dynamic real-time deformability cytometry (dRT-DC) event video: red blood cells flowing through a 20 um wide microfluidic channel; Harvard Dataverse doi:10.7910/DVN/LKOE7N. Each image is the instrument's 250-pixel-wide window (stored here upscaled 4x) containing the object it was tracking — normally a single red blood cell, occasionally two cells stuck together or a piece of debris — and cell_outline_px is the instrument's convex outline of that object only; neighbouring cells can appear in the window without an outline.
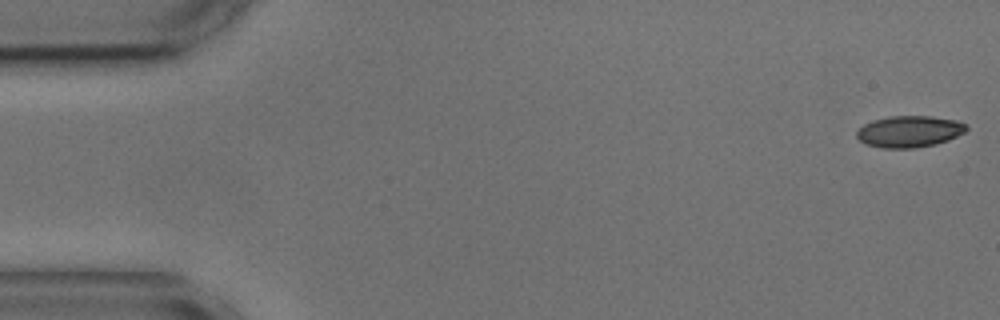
{"species": "common noctule bat (a hibernating species)", "species_latin": "Nyctalus noctula", "temperature_condition": "cold", "stored_images_in_passage": 10, "camera_frame_rate_fps": 3000, "um_per_image_px": 0.085, "animal": {"sex": "male", "body_mass_g": 17.9, "forearm_length_mm": 54.2}, "frame": {"image": 1, "passage_image": 1, "time_ms": 0.0, "image_size_px": [1000, 320], "cell_outline_px": [[968, 128], [964, 132], [948, 140], [936, 144], [912, 148], [884, 148], [868, 144], [860, 140], [856, 136], [856, 132], [864, 124], [872, 120], [888, 116], [932, 116], [956, 120], [968, 124]], "centroid_in_image_um": [77.31, 11.16], "position_along_channel_um": 7.7, "area_um2": 20.11}}